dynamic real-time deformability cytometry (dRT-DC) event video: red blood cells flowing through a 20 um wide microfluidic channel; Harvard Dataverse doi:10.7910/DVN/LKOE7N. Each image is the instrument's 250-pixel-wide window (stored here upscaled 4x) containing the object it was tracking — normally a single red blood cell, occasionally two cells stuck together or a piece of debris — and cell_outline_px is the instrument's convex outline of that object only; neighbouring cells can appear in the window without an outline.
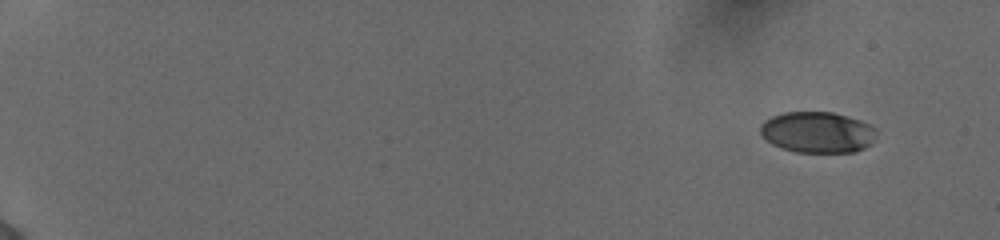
{"species": "human", "species_latin": "Homo sapiens", "temperature_condition": "cold", "stored_images_in_passage": 52, "camera_frame_rate_fps": 3000, "um_per_image_px": 0.085, "donor": {"sex": "female"}, "frame": {"image": 1, "passage_image": 1, "time_ms": 0.0, "image_size_px": [1000, 240], "cell_outline_px": [[876, 132], [868, 144], [864, 148], [852, 152], [796, 152], [772, 144], [760, 132], [760, 124], [764, 120], [772, 116], [784, 112], [832, 112], [848, 116], [860, 120], [876, 128]], "centroid_in_image_um": [69.46, 11.23], "position_along_channel_um": 15.5, "area_um2": 27.51}}
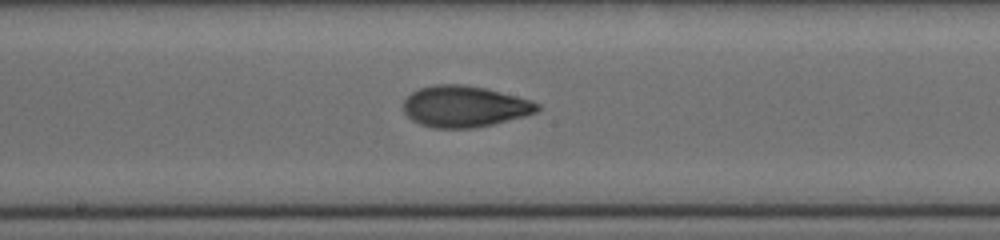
{"frame": {"image": 2, "passage_image": 30, "time_ms": 9.667, "image_size_px": [1000, 240], "cell_outline_px": [[540, 108], [536, 112], [492, 124], [472, 128], [432, 128], [420, 124], [412, 120], [404, 112], [404, 100], [412, 92], [420, 88], [436, 84], [464, 84], [484, 88], [532, 100], [540, 104]], "centroid_in_image_um": [39.46, 9.04], "position_along_channel_um": 208.7, "area_um2": 31.96}}
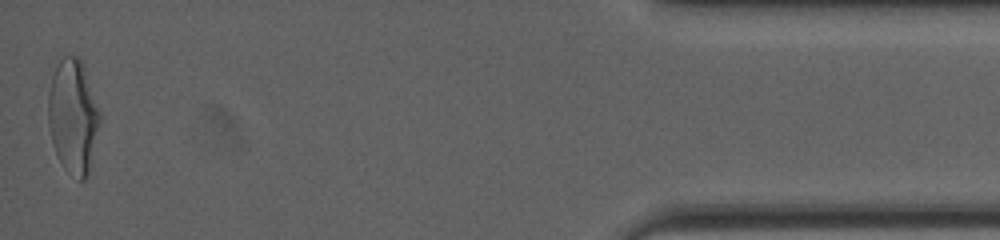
{"frame": {"image": 3, "passage_image": 52, "time_ms": 17.0, "image_size_px": [1000, 240], "cell_outline_px": [[100, 120], [88, 176], [84, 180], [80, 180], [60, 160], [56, 152], [52, 140], [48, 124], [48, 92], [52, 76], [60, 60], [64, 56], [80, 56], [100, 112]], "centroid_in_image_um": [6.21, 9.84], "position_along_channel_um": 429.0, "area_um2": 33.64}, "authors_computed_cell_mechanics": {"area_um2": 31.1253, "velocity_mm_per_s": 3.9041, "shape_relaxation_time_tau1_ms": 5.3113, "shape_relaxation_time_tau2_ms": 1.3738, "deformation_change_tau1": 0.2001, "deformation_change_tau2": 0.0692}}